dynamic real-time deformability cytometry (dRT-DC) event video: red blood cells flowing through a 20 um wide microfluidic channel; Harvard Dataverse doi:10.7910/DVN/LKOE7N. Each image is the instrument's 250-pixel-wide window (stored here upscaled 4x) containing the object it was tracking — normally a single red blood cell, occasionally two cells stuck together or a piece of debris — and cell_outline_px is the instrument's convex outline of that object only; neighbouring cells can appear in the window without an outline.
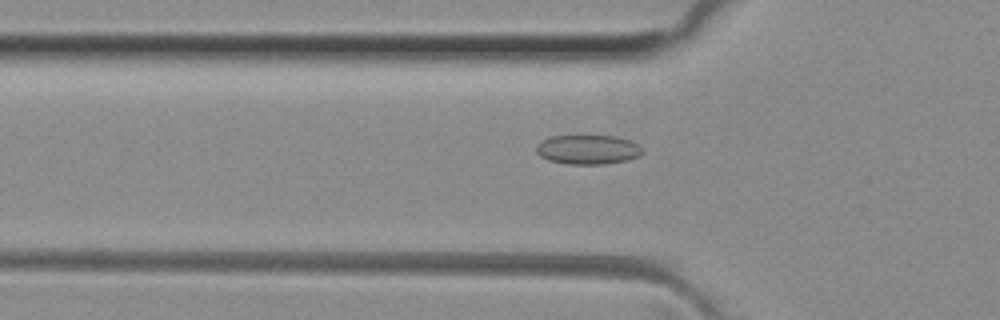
{"species": "common noctule bat (a hibernating species)", "species_latin": "Nyctalus noctula", "temperature_condition": "room temperature", "stored_images_in_passage": 51, "camera_frame_rate_fps": 3000, "um_per_image_px": 0.085, "animal": {"sex": "female", "body_mass_g": 29.2, "forearm_length_mm": 56.3}, "frame": {"image": 1, "passage_image": 17, "time_ms": 5.333, "image_size_px": [1000, 320], "cell_outline_px": [[644, 152], [640, 156], [628, 160], [604, 164], [568, 164], [548, 160], [540, 156], [536, 152], [536, 144], [552, 136], [616, 136], [632, 140], [640, 144], [644, 148]], "centroid_in_image_um": [50.04, 12.71], "position_along_channel_um": 75.8, "area_um2": 18.44}}
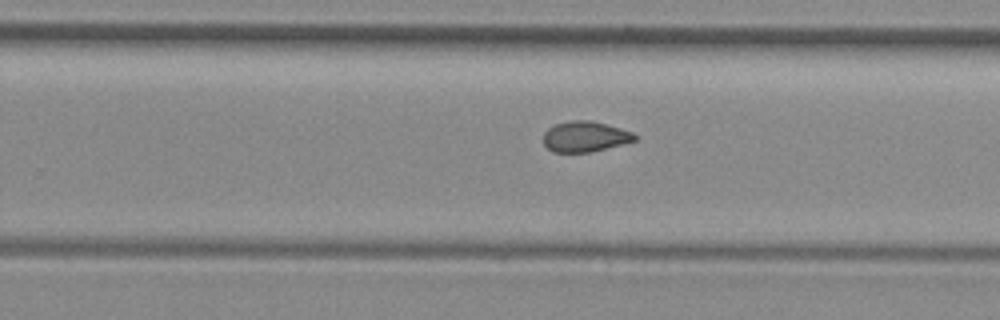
{"frame": {"image": 2, "passage_image": 32, "time_ms": 10.333, "image_size_px": [1000, 320], "cell_outline_px": [[636, 140], [592, 152], [552, 152], [544, 144], [544, 132], [548, 128], [556, 124], [572, 120], [588, 120], [620, 128], [632, 132], [636, 136]], "centroid_in_image_um": [49.7, 11.62], "position_along_channel_um": 280.1, "area_um2": 16.07}}
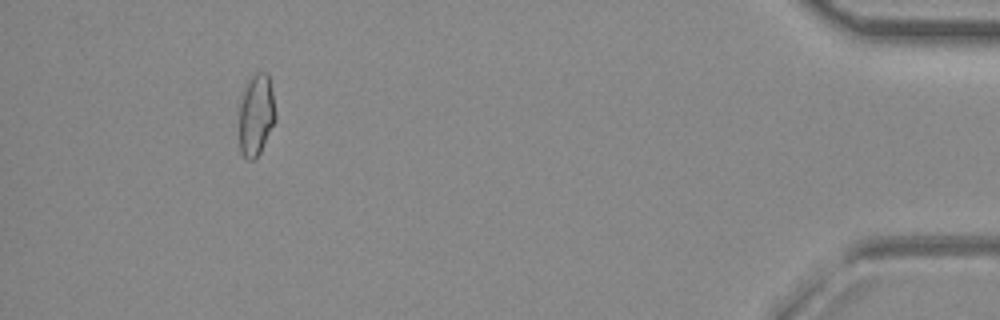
{"frame": {"image": 3, "passage_image": 47, "time_ms": 15.333, "image_size_px": [1000, 320], "cell_outline_px": [[276, 120], [260, 152], [252, 160], [248, 160], [240, 152], [240, 104], [244, 84], [256, 72], [268, 72], [272, 92], [276, 116]], "centroid_in_image_um": [21.77, 9.73], "position_along_channel_um": 413.4, "area_um2": 17.28}, "authors_computed_cell_mechanics": {"area_um2": 17.2822, "velocity_mm_per_s": 4.086, "shape_relaxation_time_tau1_ms": null, "shape_relaxation_time_tau2_ms": 3.8912, "deformation_change_tau1": null, "deformation_change_tau2": 0.0946}}